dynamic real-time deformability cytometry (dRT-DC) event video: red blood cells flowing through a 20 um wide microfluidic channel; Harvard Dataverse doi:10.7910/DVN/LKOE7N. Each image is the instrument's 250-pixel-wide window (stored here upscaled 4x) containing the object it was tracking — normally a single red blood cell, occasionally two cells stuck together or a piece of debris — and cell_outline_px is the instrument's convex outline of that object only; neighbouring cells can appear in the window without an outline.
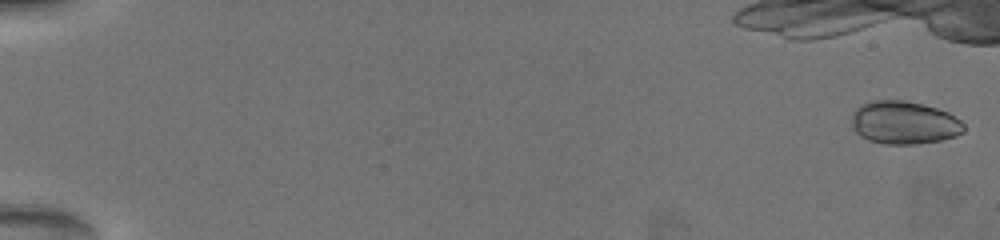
{"species": "common noctule bat (a hibernating species)", "species_latin": "Nyctalus noctula", "temperature_condition": "warm", "stored_images_in_passage": 35, "camera_frame_rate_fps": 3000, "um_per_image_px": 0.085, "animal": {"sex": "female", "body_mass_g": 19.5, "forearm_length_mm": 54.1}, "frame": {"image": 1, "passage_image": 4, "time_ms": 0.333, "image_size_px": [1000, 240], "cell_outline_px": [[964, 132], [956, 136], [940, 140], [916, 144], [888, 144], [868, 140], [860, 136], [852, 128], [852, 112], [860, 104], [872, 100], [904, 100], [924, 104], [948, 112], [960, 120], [964, 124]], "centroid_in_image_um": [76.83, 10.41], "position_along_channel_um": 8.2, "area_um2": 28.32}}
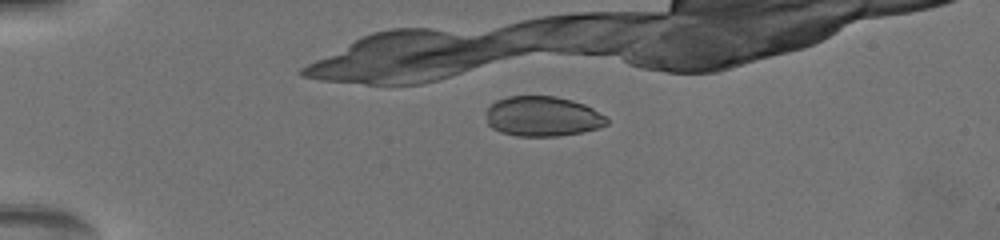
{"frame": {"image": 2, "passage_image": 27, "time_ms": 5.0, "image_size_px": [1000, 240], "cell_outline_px": [[608, 124], [596, 128], [580, 132], [556, 136], [516, 136], [500, 132], [492, 128], [488, 124], [488, 108], [496, 100], [508, 96], [556, 96], [572, 100], [584, 104], [592, 108], [604, 116], [608, 120]], "centroid_in_image_um": [46.11, 9.89], "position_along_channel_um": 38.9, "area_um2": 27.92}}